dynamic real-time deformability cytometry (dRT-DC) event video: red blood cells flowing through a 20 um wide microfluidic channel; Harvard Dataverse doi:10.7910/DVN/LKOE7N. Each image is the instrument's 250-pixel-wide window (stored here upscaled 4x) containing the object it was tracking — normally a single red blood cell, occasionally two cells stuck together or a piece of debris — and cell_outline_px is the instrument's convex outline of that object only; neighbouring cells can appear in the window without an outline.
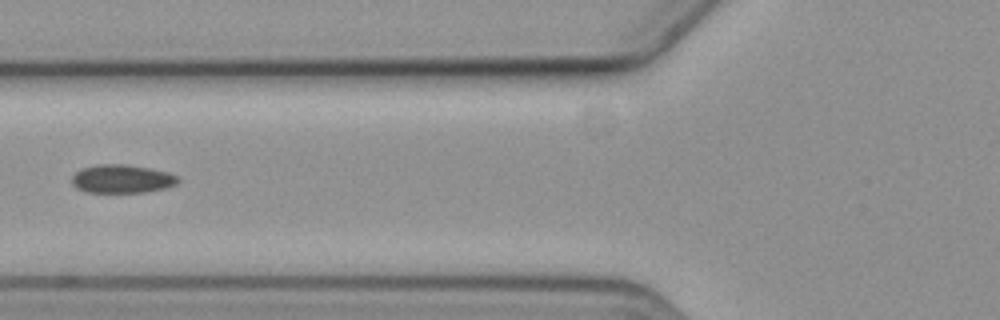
{"species": "common noctule bat (a hibernating species)", "species_latin": "Nyctalus noctula", "temperature_condition": "cold", "stored_images_in_passage": 6, "camera_frame_rate_fps": 3000, "um_per_image_px": 0.085, "animal": {"sex": "female", "body_mass_g": 19.3, "forearm_length_mm": 54.1}, "frame": {"image": 1, "passage_image": 4, "time_ms": 3.333, "image_size_px": [1000, 320], "cell_outline_px": [[180, 180], [176, 184], [164, 188], [144, 192], [88, 192], [76, 188], [72, 184], [72, 176], [80, 168], [96, 164], [124, 164], [148, 168], [168, 172], [176, 176]], "centroid_in_image_um": [10.33, 15.19], "position_along_channel_um": 115.5, "area_um2": 17.51}}
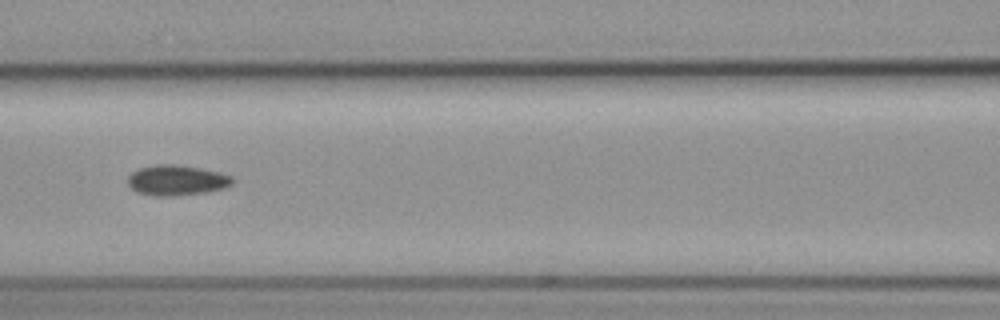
{"frame": {"image": 2, "passage_image": 5, "time_ms": 4.333, "image_size_px": [1000, 320], "cell_outline_px": [[232, 184], [224, 188], [208, 192], [176, 196], [156, 196], [136, 192], [128, 184], [128, 176], [132, 172], [140, 168], [156, 164], [176, 164], [200, 168], [220, 172], [232, 176]], "centroid_in_image_um": [15.02, 15.32], "position_along_channel_um": 151.6, "area_um2": 18.61}}
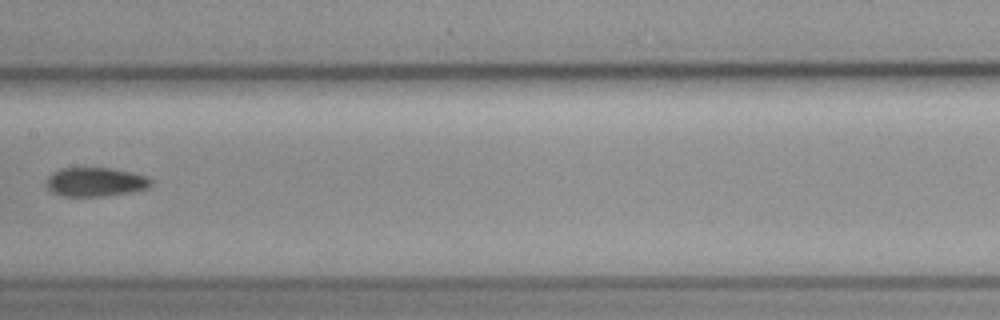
{"frame": {"image": 3, "passage_image": 6, "time_ms": 5.667, "image_size_px": [1000, 320], "cell_outline_px": [[152, 184], [148, 188], [132, 192], [104, 196], [64, 196], [52, 192], [48, 188], [48, 176], [52, 172], [60, 168], [112, 168], [132, 172], [144, 176], [152, 180]], "centroid_in_image_um": [8.13, 15.46], "position_along_channel_um": 199.3, "area_um2": 17.63}}